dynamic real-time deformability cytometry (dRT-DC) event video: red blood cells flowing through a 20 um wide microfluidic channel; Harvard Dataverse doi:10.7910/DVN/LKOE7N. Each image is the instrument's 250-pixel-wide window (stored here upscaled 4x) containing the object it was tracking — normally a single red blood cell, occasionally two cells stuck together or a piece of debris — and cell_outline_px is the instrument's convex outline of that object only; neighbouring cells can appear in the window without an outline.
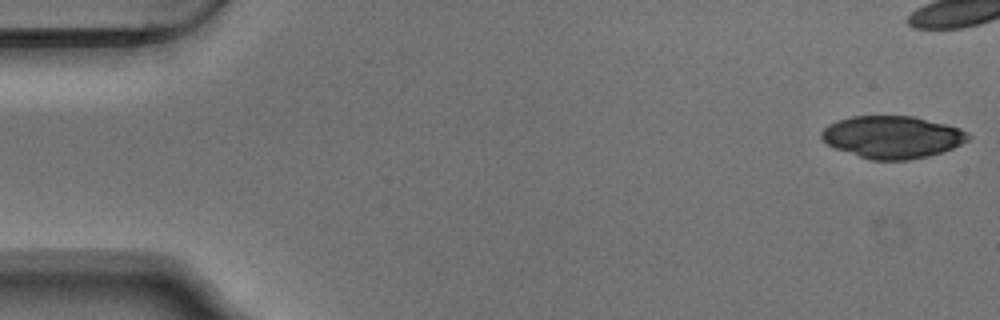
{"species": "Egyptian fruit bat (a non-hibernating species)", "species_latin": "Rousettus aegyptiacus", "temperature_condition": "warm", "stored_images_in_passage": 42, "camera_frame_rate_fps": 3000, "um_per_image_px": 0.085, "animal": {"sex": "male"}, "frame": {"image": 1, "passage_image": 1, "time_ms": 0.0, "image_size_px": [1000, 320], "cell_outline_px": [[972, 136], [968, 140], [952, 148], [928, 156], [908, 160], [872, 160], [836, 148], [828, 144], [820, 136], [820, 132], [828, 124], [836, 120], [852, 116], [912, 116], [960, 128], [968, 132]], "centroid_in_image_um": [75.84, 11.64], "position_along_channel_um": 9.2, "area_um2": 35.95}}